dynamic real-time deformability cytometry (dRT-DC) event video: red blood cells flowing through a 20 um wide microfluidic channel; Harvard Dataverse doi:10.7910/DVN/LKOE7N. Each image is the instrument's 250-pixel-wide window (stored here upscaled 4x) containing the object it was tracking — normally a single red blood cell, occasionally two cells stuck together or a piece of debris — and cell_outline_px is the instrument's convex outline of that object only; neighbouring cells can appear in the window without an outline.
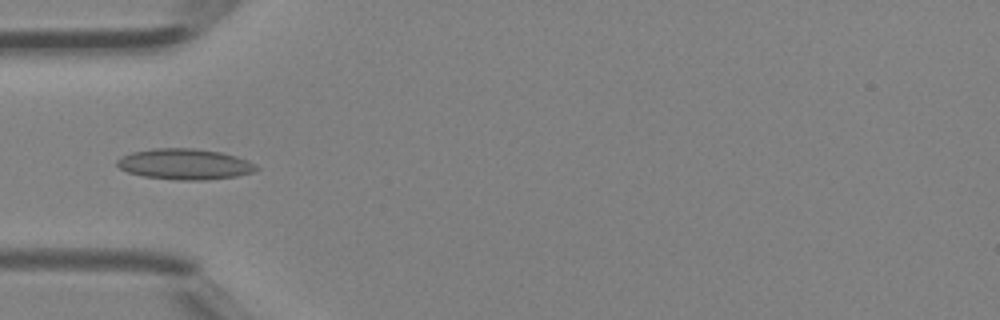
{"species": "Egyptian fruit bat (a non-hibernating species)", "species_latin": "Rousettus aegyptiacus", "temperature_condition": "room temperature", "stored_images_in_passage": 32, "camera_frame_rate_fps": 3000, "um_per_image_px": 0.085, "animal": {"sex": "female"}, "frame": {"image": 1, "passage_image": 4, "time_ms": 1.0, "image_size_px": [1000, 320], "cell_outline_px": [[260, 168], [252, 172], [236, 176], [204, 180], [176, 180], [144, 176], [128, 172], [120, 168], [116, 164], [116, 160], [120, 156], [132, 152], [152, 148], [196, 148], [220, 152], [236, 156], [248, 160], [256, 164]], "centroid_in_image_um": [15.7, 13.94], "position_along_channel_um": 69.3, "area_um2": 25.09}}
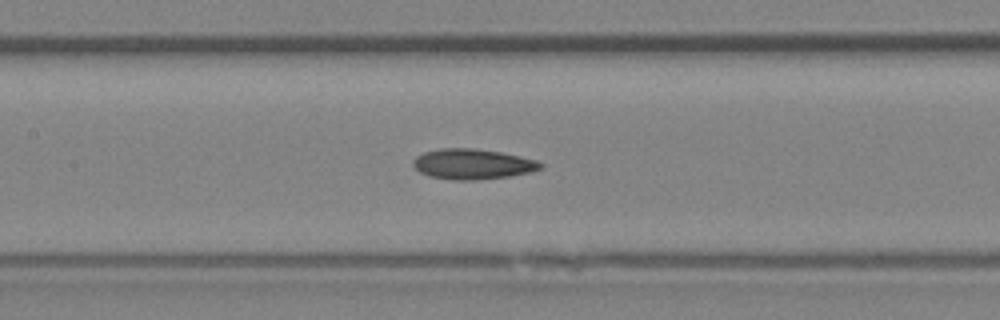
{"frame": {"image": 2, "passage_image": 10, "time_ms": 3.0, "image_size_px": [1000, 320], "cell_outline_px": [[544, 168], [532, 172], [508, 176], [472, 180], [452, 180], [428, 176], [420, 172], [412, 164], [412, 160], [416, 156], [424, 152], [440, 148], [472, 148], [500, 152], [520, 156], [536, 160], [544, 164]], "centroid_in_image_um": [40.17, 13.94], "position_along_channel_um": 167.2, "area_um2": 22.6}}
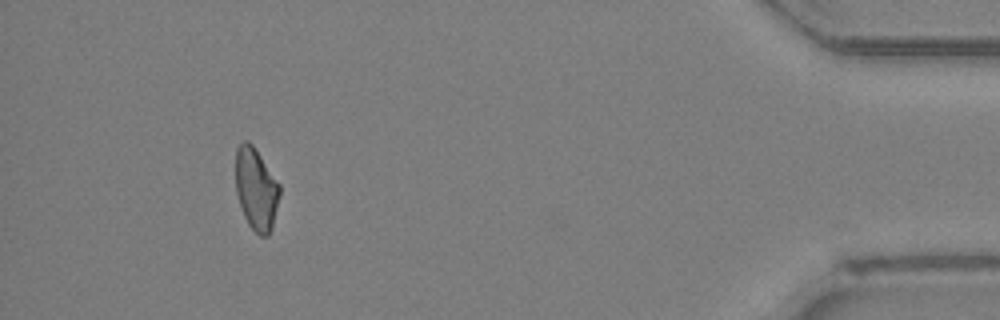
{"frame": {"image": 3, "passage_image": 29, "time_ms": 9.333, "image_size_px": [1000, 320], "cell_outline_px": [[280, 192], [272, 228], [268, 236], [260, 236], [248, 224], [244, 216], [236, 192], [236, 148], [244, 140], [248, 140], [252, 144], [280, 184]], "centroid_in_image_um": [21.77, 16.06], "position_along_channel_um": 413.4, "area_um2": 20.92}}